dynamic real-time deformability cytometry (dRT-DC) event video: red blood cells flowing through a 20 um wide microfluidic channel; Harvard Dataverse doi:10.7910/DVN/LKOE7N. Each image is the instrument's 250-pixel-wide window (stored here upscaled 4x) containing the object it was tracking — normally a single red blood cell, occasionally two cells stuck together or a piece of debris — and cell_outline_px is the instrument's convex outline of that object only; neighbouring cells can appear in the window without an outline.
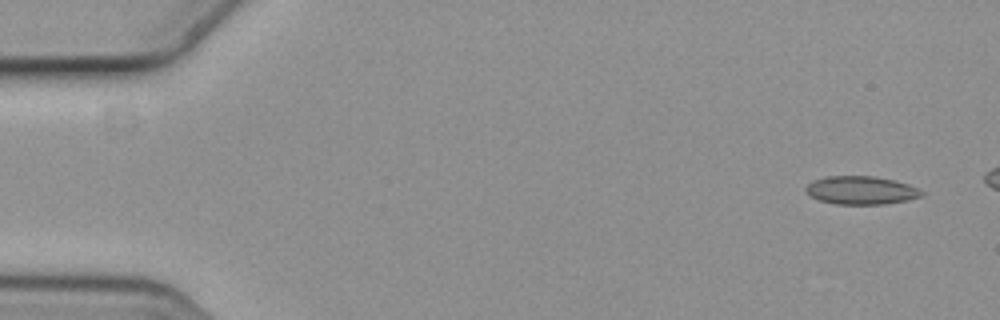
{"species": "common noctule bat (a hibernating species)", "species_latin": "Nyctalus noctula", "temperature_condition": "cold", "stored_images_in_passage": 5, "camera_frame_rate_fps": 3000, "um_per_image_px": 0.085, "animal": {"sex": "female", "body_mass_g": 19.3, "forearm_length_mm": 54.1}, "frame": {"image": 1, "passage_image": 1, "time_ms": 0.0, "image_size_px": [1000, 320], "cell_outline_px": [[924, 196], [884, 204], [836, 204], [820, 200], [812, 196], [804, 188], [812, 180], [828, 176], [872, 176], [892, 180], [908, 184], [924, 192]], "centroid_in_image_um": [73.18, 16.17], "position_along_channel_um": 11.8, "area_um2": 18.79}}